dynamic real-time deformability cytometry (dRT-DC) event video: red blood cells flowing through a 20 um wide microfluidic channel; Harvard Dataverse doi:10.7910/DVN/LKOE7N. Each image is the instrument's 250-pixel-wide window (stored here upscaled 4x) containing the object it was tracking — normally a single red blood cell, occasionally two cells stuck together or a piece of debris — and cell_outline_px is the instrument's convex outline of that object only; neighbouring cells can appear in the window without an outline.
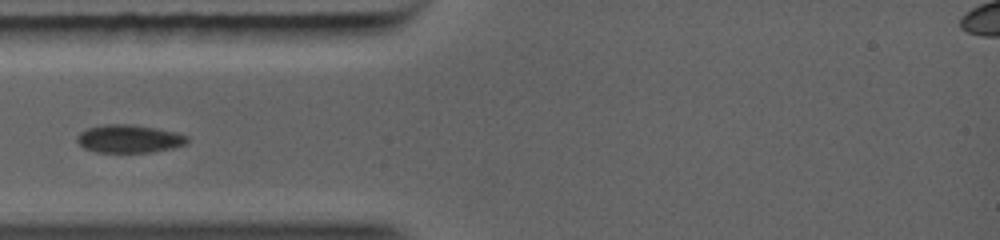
{"species": "common noctule bat (a hibernating species)", "species_latin": "Nyctalus noctula", "temperature_condition": "warm", "stored_images_in_passage": 23, "camera_frame_rate_fps": 5000, "um_per_image_px": 0.085, "animal": {"sex": "female", "body_mass_g": 19.0, "forearm_length_mm": 56.7}, "frame": {"image": 1, "passage_image": 4, "time_ms": 1.4, "image_size_px": [1000, 240], "cell_outline_px": [[188, 144], [172, 148], [152, 152], [96, 152], [84, 148], [76, 140], [76, 136], [80, 132], [88, 128], [104, 124], [132, 124], [156, 128], [176, 132], [188, 136]], "centroid_in_image_um": [10.99, 11.79], "position_along_channel_um": 74.0, "area_um2": 18.09}}
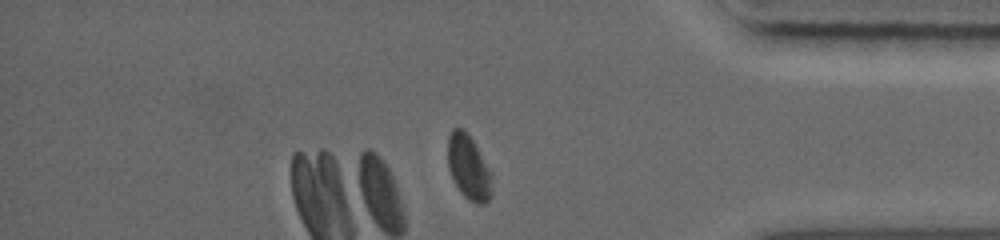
{"frame": {"image": 2, "passage_image": 23, "time_ms": 8.4, "image_size_px": [1000, 240], "cell_outline_px": [[492, 196], [484, 204], [476, 204], [468, 200], [460, 192], [452, 180], [448, 168], [448, 136], [452, 128], [464, 128], [472, 140], [492, 172]], "centroid_in_image_um": [39.84, 14.26], "position_along_channel_um": 395.4, "area_um2": 16.94}}